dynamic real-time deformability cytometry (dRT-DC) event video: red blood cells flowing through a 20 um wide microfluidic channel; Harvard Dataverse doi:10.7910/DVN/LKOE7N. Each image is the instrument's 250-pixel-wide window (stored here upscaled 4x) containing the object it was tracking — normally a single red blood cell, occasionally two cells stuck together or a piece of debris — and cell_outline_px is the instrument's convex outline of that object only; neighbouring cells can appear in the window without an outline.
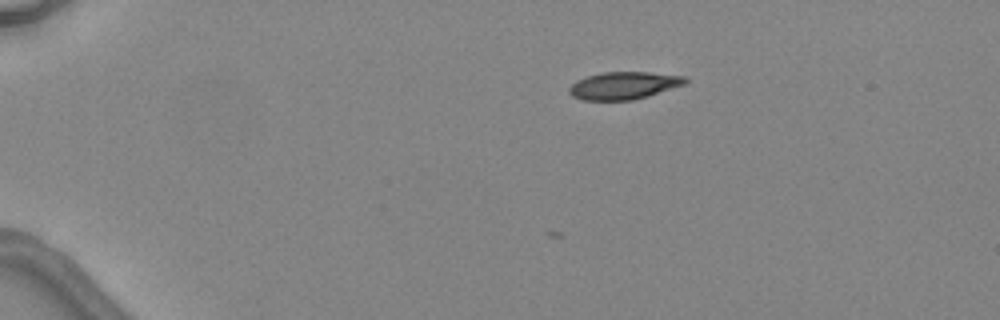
{"species": "common noctule bat (a hibernating species)", "species_latin": "Nyctalus noctula", "temperature_condition": "warm", "stored_images_in_passage": 5, "camera_frame_rate_fps": 3000, "um_per_image_px": 0.085, "animal": {"sex": "female", "body_mass_g": 24.6, "forearm_length_mm": 56.2}, "frame": {"image": 1, "passage_image": 2, "time_ms": 1.333, "image_size_px": [1000, 320], "cell_outline_px": [[688, 84], [648, 96], [632, 100], [584, 100], [572, 96], [568, 92], [568, 88], [576, 80], [588, 76], [604, 72], [648, 72], [688, 76]], "centroid_in_image_um": [53.08, 7.26], "position_along_channel_um": 31.9, "area_um2": 18.79}}